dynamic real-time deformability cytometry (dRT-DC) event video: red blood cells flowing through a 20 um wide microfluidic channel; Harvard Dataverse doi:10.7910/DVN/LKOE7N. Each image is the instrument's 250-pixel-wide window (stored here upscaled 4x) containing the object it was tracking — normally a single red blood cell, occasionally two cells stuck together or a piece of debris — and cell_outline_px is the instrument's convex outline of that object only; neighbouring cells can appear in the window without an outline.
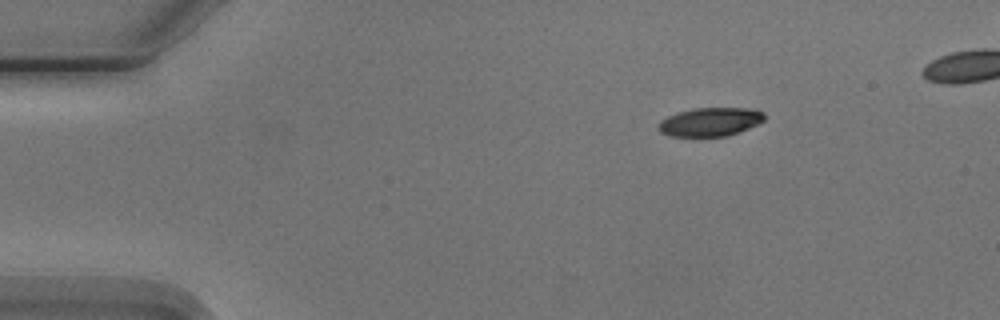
{"species": "Egyptian fruit bat (a non-hibernating species)", "species_latin": "Rousettus aegyptiacus", "temperature_condition": "cold", "stored_images_in_passage": 4, "camera_frame_rate_fps": 3000, "um_per_image_px": 0.085, "animal": {"sex": "male"}, "frame": {"image": 1, "passage_image": 1, "time_ms": 0.0, "image_size_px": [1000, 320], "cell_outline_px": [[764, 120], [748, 128], [728, 136], [672, 136], [660, 132], [656, 128], [660, 120], [676, 112], [692, 108], [756, 108], [764, 112]], "centroid_in_image_um": [60.34, 10.34], "position_along_channel_um": 24.7, "area_um2": 17.8}}